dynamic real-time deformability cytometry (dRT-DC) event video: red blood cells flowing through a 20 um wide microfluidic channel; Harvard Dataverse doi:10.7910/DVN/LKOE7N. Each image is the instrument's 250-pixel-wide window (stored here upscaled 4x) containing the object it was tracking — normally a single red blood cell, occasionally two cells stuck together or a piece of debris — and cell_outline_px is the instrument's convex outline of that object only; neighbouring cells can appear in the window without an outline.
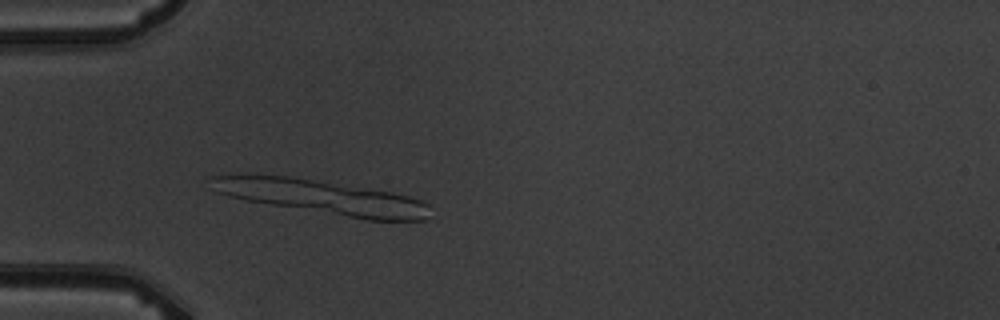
{"species": "common noctule bat (a hibernating species)", "species_latin": "Nyctalus noctula", "temperature_condition": "warm", "stored_images_in_passage": 4, "camera_frame_rate_fps": 3000, "um_per_image_px": 0.085, "animal": {"sex": "male", "body_mass_g": 19.5, "forearm_length_mm": 54.6}, "frame": {"image": 1, "passage_image": 4, "time_ms": 3.333, "image_size_px": [1000, 320], "cell_outline_px": [[428, 220], [364, 220], [248, 200], [228, 196], [216, 192], [208, 188], [208, 176], [288, 176], [392, 192], [424, 200], [428, 204]], "centroid_in_image_um": [27.39, 16.76], "position_along_channel_um": 57.6, "area_um2": 43.0}}